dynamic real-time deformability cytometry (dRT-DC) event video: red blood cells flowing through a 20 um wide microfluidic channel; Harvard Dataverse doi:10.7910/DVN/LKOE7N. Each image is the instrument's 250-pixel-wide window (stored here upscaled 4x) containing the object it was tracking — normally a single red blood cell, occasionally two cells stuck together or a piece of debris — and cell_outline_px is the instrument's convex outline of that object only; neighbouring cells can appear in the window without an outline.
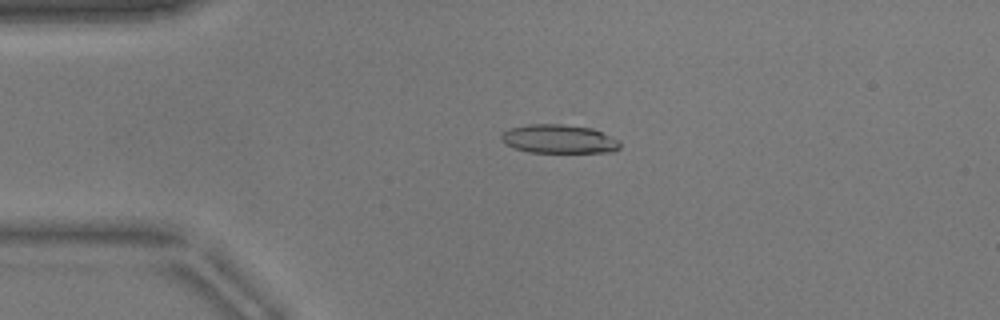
{"species": "common noctule bat (a hibernating species)", "species_latin": "Nyctalus noctula", "temperature_condition": "warm", "stored_images_in_passage": 52, "camera_frame_rate_fps": 3000, "um_per_image_px": 0.085, "animal": {"sex": "male", "body_mass_g": 17.9}, "frame": {"image": 1, "passage_image": 12, "time_ms": 3.667, "image_size_px": [1000, 320], "cell_outline_px": [[620, 148], [612, 152], [528, 152], [512, 148], [504, 144], [500, 140], [500, 136], [504, 132], [512, 128], [528, 124], [564, 124], [592, 128], [620, 140]], "centroid_in_image_um": [47.49, 11.82], "position_along_channel_um": 37.5, "area_um2": 20.0}}
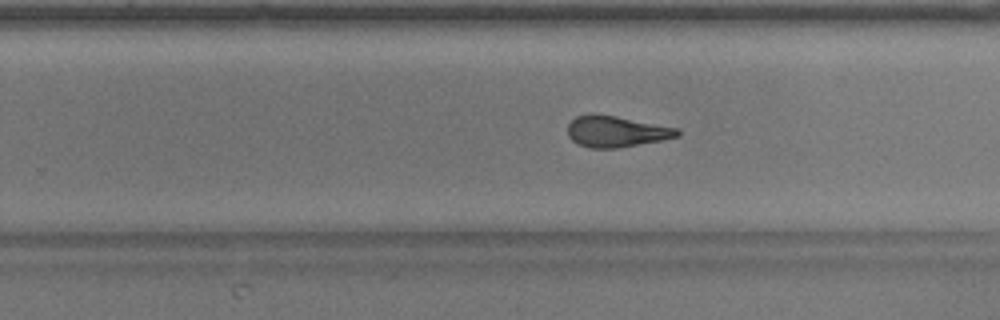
{"frame": {"image": 2, "passage_image": 33, "time_ms": 10.667, "image_size_px": [1000, 320], "cell_outline_px": [[680, 136], [660, 140], [616, 148], [592, 148], [580, 144], [572, 140], [568, 136], [568, 124], [576, 116], [592, 112], [596, 112], [680, 128]], "centroid_in_image_um": [52.38, 11.14], "position_along_channel_um": 277.4, "area_um2": 20.06}}
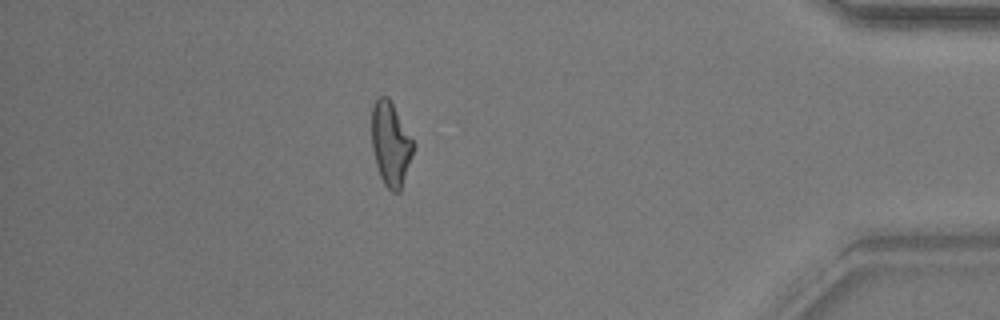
{"frame": {"image": 3, "passage_image": 46, "time_ms": 15.0, "image_size_px": [1000, 320], "cell_outline_px": [[416, 144], [400, 192], [392, 192], [384, 184], [380, 176], [376, 164], [372, 148], [372, 104], [380, 96], [388, 96]], "centroid_in_image_um": [33.21, 12.23], "position_along_channel_um": 402.0, "area_um2": 20.4}, "authors_computed_cell_mechanics": {"area_um2": 20.1722, "velocity_mm_per_s": 3.8619, "shape_relaxation_time_tau1_ms": 6.8244, "shape_relaxation_time_tau2_ms": 2.0001, "deformation_change_tau1": 0.2333, "deformation_change_tau2": 0.1182}}